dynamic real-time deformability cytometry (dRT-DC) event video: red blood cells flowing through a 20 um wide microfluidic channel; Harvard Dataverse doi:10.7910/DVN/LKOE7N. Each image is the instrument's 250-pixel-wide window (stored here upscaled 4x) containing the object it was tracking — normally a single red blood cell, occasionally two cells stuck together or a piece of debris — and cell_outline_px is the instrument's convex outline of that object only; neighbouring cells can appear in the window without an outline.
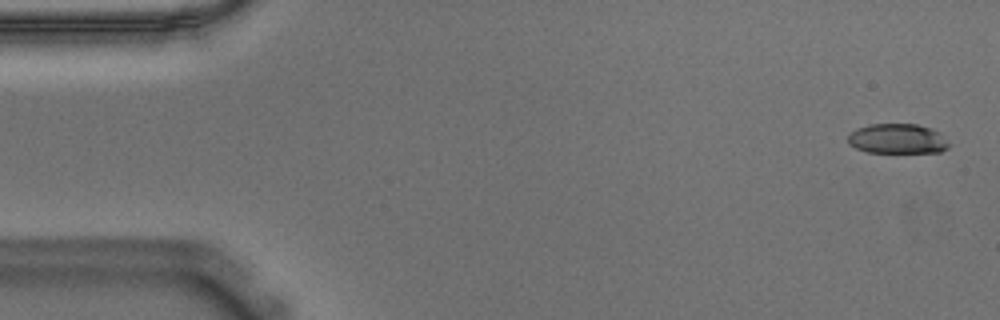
{"species": "Egyptian fruit bat (a non-hibernating species)", "species_latin": "Rousettus aegyptiacus", "temperature_condition": "warm", "stored_images_in_passage": 55, "camera_frame_rate_fps": 3000, "um_per_image_px": 0.085, "animal": {"sex": "male"}, "frame": {"image": 1, "passage_image": 2, "time_ms": 0.333, "image_size_px": [1000, 320], "cell_outline_px": [[948, 148], [940, 152], [868, 152], [856, 148], [848, 144], [848, 136], [856, 128], [868, 124], [916, 124], [932, 128], [940, 132], [948, 144]], "centroid_in_image_um": [76.27, 11.78], "position_along_channel_um": 8.7, "area_um2": 17.57}}
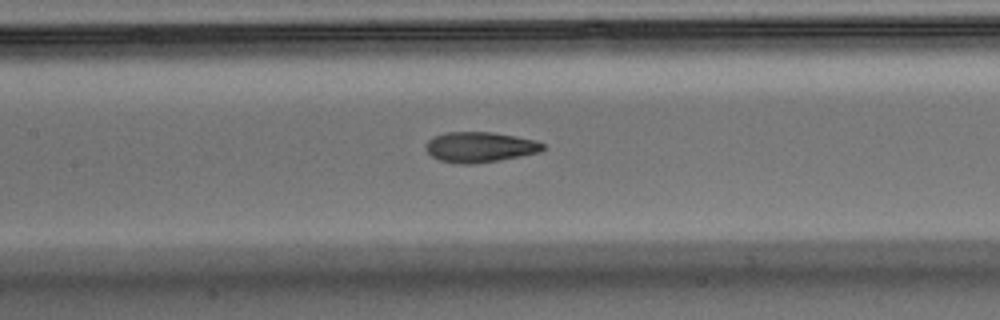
{"frame": {"image": 2, "passage_image": 25, "time_ms": 8.0, "image_size_px": [1000, 320], "cell_outline_px": [[544, 148], [540, 152], [500, 160], [472, 164], [456, 164], [440, 160], [432, 156], [424, 148], [424, 144], [428, 140], [444, 132], [492, 132], [516, 136], [536, 140], [544, 144]], "centroid_in_image_um": [40.77, 12.5], "position_along_channel_um": 166.6, "area_um2": 20.81}}
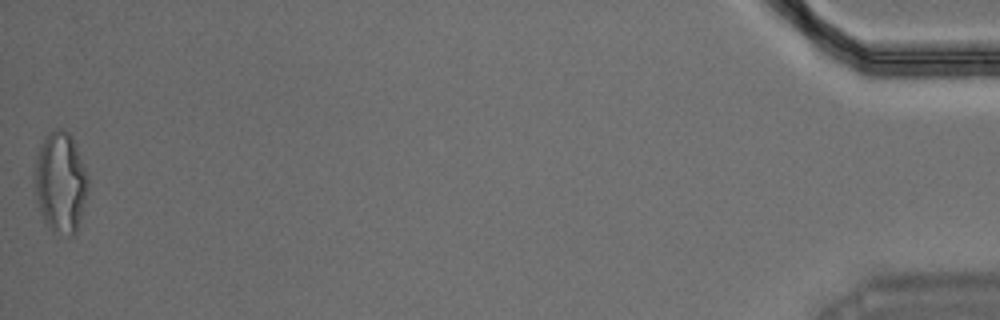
{"frame": {"image": 3, "passage_image": 55, "time_ms": 18.0, "image_size_px": [1000, 320], "cell_outline_px": [[88, 188], [76, 232], [72, 236], [68, 236], [52, 232], [44, 220], [40, 212], [36, 200], [32, 176], [36, 152], [44, 136], [48, 132], [56, 128], [60, 128], [68, 132], [72, 136], [76, 144], [88, 176]], "centroid_in_image_um": [5.1, 15.47], "position_along_channel_um": 430.1, "area_um2": 32.08}, "authors_computed_cell_mechanics": {"area_um2": 20.5768, "velocity_mm_per_s": 3.6373, "shape_relaxation_time_tau1_ms": 3.6446, "shape_relaxation_time_tau2_ms": 1.5577, "deformation_change_tau1": 0.18, "deformation_change_tau2": 0.0924}}